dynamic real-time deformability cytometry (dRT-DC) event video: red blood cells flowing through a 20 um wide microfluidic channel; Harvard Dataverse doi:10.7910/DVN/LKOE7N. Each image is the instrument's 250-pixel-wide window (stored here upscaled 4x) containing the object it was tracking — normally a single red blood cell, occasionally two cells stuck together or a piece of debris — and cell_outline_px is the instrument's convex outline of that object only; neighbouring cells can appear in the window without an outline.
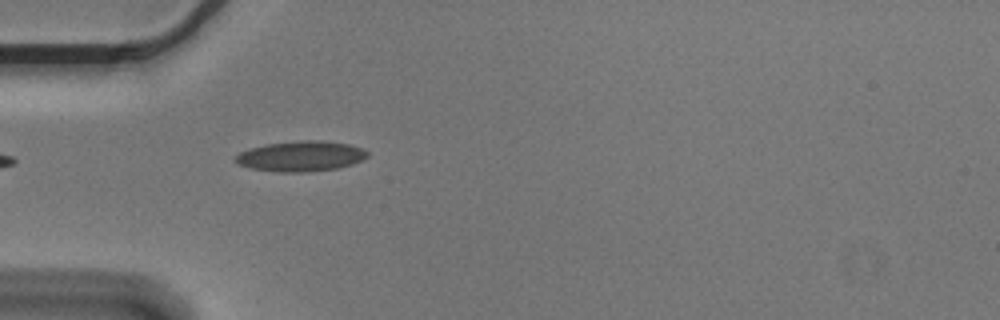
{"species": "Egyptian fruit bat (a non-hibernating species)", "species_latin": "Rousettus aegyptiacus", "temperature_condition": "cold", "stored_images_in_passage": 4, "camera_frame_rate_fps": 3000, "um_per_image_px": 0.085, "animal": {"sex": "male"}, "frame": {"image": 1, "passage_image": 4, "time_ms": 1.0, "image_size_px": [1000, 320], "cell_outline_px": [[368, 156], [352, 164], [336, 168], [308, 172], [280, 172], [252, 168], [236, 164], [232, 160], [240, 152], [248, 148], [268, 144], [308, 140], [316, 140], [348, 144], [360, 148], [368, 152]], "centroid_in_image_um": [25.52, 13.28], "position_along_channel_um": 59.5, "area_um2": 23.06}}